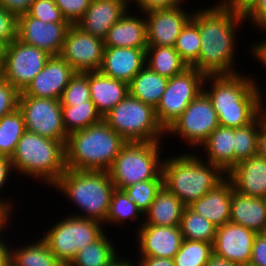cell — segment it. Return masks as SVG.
<instances>
[{
    "instance_id": "60d3db41",
    "label": "cell",
    "mask_w": 266,
    "mask_h": 266,
    "mask_svg": "<svg viewBox=\"0 0 266 266\" xmlns=\"http://www.w3.org/2000/svg\"><path fill=\"white\" fill-rule=\"evenodd\" d=\"M61 105L80 104L85 101H91L90 88H89V71L76 72L70 79L69 84L64 89L60 99Z\"/></svg>"
},
{
    "instance_id": "7402d4cb",
    "label": "cell",
    "mask_w": 266,
    "mask_h": 266,
    "mask_svg": "<svg viewBox=\"0 0 266 266\" xmlns=\"http://www.w3.org/2000/svg\"><path fill=\"white\" fill-rule=\"evenodd\" d=\"M226 177L239 193L266 198V158L253 156L241 161L226 174Z\"/></svg>"
},
{
    "instance_id": "f35d334b",
    "label": "cell",
    "mask_w": 266,
    "mask_h": 266,
    "mask_svg": "<svg viewBox=\"0 0 266 266\" xmlns=\"http://www.w3.org/2000/svg\"><path fill=\"white\" fill-rule=\"evenodd\" d=\"M198 26L190 19L177 37L174 48L181 59L191 67L199 57L201 48Z\"/></svg>"
},
{
    "instance_id": "d6986e66",
    "label": "cell",
    "mask_w": 266,
    "mask_h": 266,
    "mask_svg": "<svg viewBox=\"0 0 266 266\" xmlns=\"http://www.w3.org/2000/svg\"><path fill=\"white\" fill-rule=\"evenodd\" d=\"M256 232L231 222L218 227L213 252L237 264H249Z\"/></svg>"
},
{
    "instance_id": "680465c9",
    "label": "cell",
    "mask_w": 266,
    "mask_h": 266,
    "mask_svg": "<svg viewBox=\"0 0 266 266\" xmlns=\"http://www.w3.org/2000/svg\"><path fill=\"white\" fill-rule=\"evenodd\" d=\"M9 219L12 220L11 213L0 207V236L3 234L4 231H6V227L10 225Z\"/></svg>"
},
{
    "instance_id": "ee69618b",
    "label": "cell",
    "mask_w": 266,
    "mask_h": 266,
    "mask_svg": "<svg viewBox=\"0 0 266 266\" xmlns=\"http://www.w3.org/2000/svg\"><path fill=\"white\" fill-rule=\"evenodd\" d=\"M18 16L0 5V43L9 45L17 38Z\"/></svg>"
},
{
    "instance_id": "4316f807",
    "label": "cell",
    "mask_w": 266,
    "mask_h": 266,
    "mask_svg": "<svg viewBox=\"0 0 266 266\" xmlns=\"http://www.w3.org/2000/svg\"><path fill=\"white\" fill-rule=\"evenodd\" d=\"M205 162L217 165L226 174L234 167V128L218 126L200 146Z\"/></svg>"
},
{
    "instance_id": "d6a6232c",
    "label": "cell",
    "mask_w": 266,
    "mask_h": 266,
    "mask_svg": "<svg viewBox=\"0 0 266 266\" xmlns=\"http://www.w3.org/2000/svg\"><path fill=\"white\" fill-rule=\"evenodd\" d=\"M103 234L95 242L88 244L78 251L77 256L69 266H105L117 255V247L113 246L112 239Z\"/></svg>"
},
{
    "instance_id": "484cf974",
    "label": "cell",
    "mask_w": 266,
    "mask_h": 266,
    "mask_svg": "<svg viewBox=\"0 0 266 266\" xmlns=\"http://www.w3.org/2000/svg\"><path fill=\"white\" fill-rule=\"evenodd\" d=\"M89 88L91 101L102 117L129 93L126 82L110 78L100 71H89Z\"/></svg>"
},
{
    "instance_id": "f546056e",
    "label": "cell",
    "mask_w": 266,
    "mask_h": 266,
    "mask_svg": "<svg viewBox=\"0 0 266 266\" xmlns=\"http://www.w3.org/2000/svg\"><path fill=\"white\" fill-rule=\"evenodd\" d=\"M10 246V266H64L42 238L25 246Z\"/></svg>"
},
{
    "instance_id": "6125c7cd",
    "label": "cell",
    "mask_w": 266,
    "mask_h": 266,
    "mask_svg": "<svg viewBox=\"0 0 266 266\" xmlns=\"http://www.w3.org/2000/svg\"><path fill=\"white\" fill-rule=\"evenodd\" d=\"M119 1H121L128 9H129L131 3L137 4L139 2V0H119Z\"/></svg>"
},
{
    "instance_id": "9f6ffc18",
    "label": "cell",
    "mask_w": 266,
    "mask_h": 266,
    "mask_svg": "<svg viewBox=\"0 0 266 266\" xmlns=\"http://www.w3.org/2000/svg\"><path fill=\"white\" fill-rule=\"evenodd\" d=\"M2 234L0 236V266H10V247ZM4 239V240H3Z\"/></svg>"
},
{
    "instance_id": "7dc6e473",
    "label": "cell",
    "mask_w": 266,
    "mask_h": 266,
    "mask_svg": "<svg viewBox=\"0 0 266 266\" xmlns=\"http://www.w3.org/2000/svg\"><path fill=\"white\" fill-rule=\"evenodd\" d=\"M244 21H250L253 27L262 32L266 30V0H256L254 4L243 14Z\"/></svg>"
},
{
    "instance_id": "94428289",
    "label": "cell",
    "mask_w": 266,
    "mask_h": 266,
    "mask_svg": "<svg viewBox=\"0 0 266 266\" xmlns=\"http://www.w3.org/2000/svg\"><path fill=\"white\" fill-rule=\"evenodd\" d=\"M4 52H5V46L0 43V73L3 68V63H4Z\"/></svg>"
},
{
    "instance_id": "7c38bea8",
    "label": "cell",
    "mask_w": 266,
    "mask_h": 266,
    "mask_svg": "<svg viewBox=\"0 0 266 266\" xmlns=\"http://www.w3.org/2000/svg\"><path fill=\"white\" fill-rule=\"evenodd\" d=\"M18 108L23 114L26 131L66 144L68 135L63 125L60 100L19 96Z\"/></svg>"
},
{
    "instance_id": "816d5d0a",
    "label": "cell",
    "mask_w": 266,
    "mask_h": 266,
    "mask_svg": "<svg viewBox=\"0 0 266 266\" xmlns=\"http://www.w3.org/2000/svg\"><path fill=\"white\" fill-rule=\"evenodd\" d=\"M255 156L266 158V119L257 127L256 130Z\"/></svg>"
},
{
    "instance_id": "7a4b0ae2",
    "label": "cell",
    "mask_w": 266,
    "mask_h": 266,
    "mask_svg": "<svg viewBox=\"0 0 266 266\" xmlns=\"http://www.w3.org/2000/svg\"><path fill=\"white\" fill-rule=\"evenodd\" d=\"M259 86L252 76L241 73L206 75L203 91L213 104L219 126L239 128L251 123L266 106Z\"/></svg>"
},
{
    "instance_id": "603a6c76",
    "label": "cell",
    "mask_w": 266,
    "mask_h": 266,
    "mask_svg": "<svg viewBox=\"0 0 266 266\" xmlns=\"http://www.w3.org/2000/svg\"><path fill=\"white\" fill-rule=\"evenodd\" d=\"M108 30L104 47H127L147 49V29L144 13L133 16L129 10ZM130 14V15H129Z\"/></svg>"
},
{
    "instance_id": "44dd1931",
    "label": "cell",
    "mask_w": 266,
    "mask_h": 266,
    "mask_svg": "<svg viewBox=\"0 0 266 266\" xmlns=\"http://www.w3.org/2000/svg\"><path fill=\"white\" fill-rule=\"evenodd\" d=\"M127 10L128 8L119 0H91L85 14L75 25L84 32L104 40L111 26Z\"/></svg>"
},
{
    "instance_id": "836d02e7",
    "label": "cell",
    "mask_w": 266,
    "mask_h": 266,
    "mask_svg": "<svg viewBox=\"0 0 266 266\" xmlns=\"http://www.w3.org/2000/svg\"><path fill=\"white\" fill-rule=\"evenodd\" d=\"M142 218L140 226H138L137 230L144 223V214L138 208V206L129 198L124 190L116 189L113 191L109 211L107 217L105 219V225H118L122 226L128 220L131 222L132 220L137 222ZM124 223V224H123ZM120 224V225H119Z\"/></svg>"
},
{
    "instance_id": "e575fe53",
    "label": "cell",
    "mask_w": 266,
    "mask_h": 266,
    "mask_svg": "<svg viewBox=\"0 0 266 266\" xmlns=\"http://www.w3.org/2000/svg\"><path fill=\"white\" fill-rule=\"evenodd\" d=\"M25 131L24 117L19 108L2 116L0 118V156L11 159Z\"/></svg>"
},
{
    "instance_id": "be15d7a7",
    "label": "cell",
    "mask_w": 266,
    "mask_h": 266,
    "mask_svg": "<svg viewBox=\"0 0 266 266\" xmlns=\"http://www.w3.org/2000/svg\"><path fill=\"white\" fill-rule=\"evenodd\" d=\"M240 266H253L251 264H243V265H240Z\"/></svg>"
},
{
    "instance_id": "52a82bcc",
    "label": "cell",
    "mask_w": 266,
    "mask_h": 266,
    "mask_svg": "<svg viewBox=\"0 0 266 266\" xmlns=\"http://www.w3.org/2000/svg\"><path fill=\"white\" fill-rule=\"evenodd\" d=\"M161 145V141L127 142L107 171L115 188L123 190L140 181L163 179Z\"/></svg>"
},
{
    "instance_id": "30bf717a",
    "label": "cell",
    "mask_w": 266,
    "mask_h": 266,
    "mask_svg": "<svg viewBox=\"0 0 266 266\" xmlns=\"http://www.w3.org/2000/svg\"><path fill=\"white\" fill-rule=\"evenodd\" d=\"M206 75L194 67L169 78L160 102L155 108L158 122L166 131L203 91Z\"/></svg>"
},
{
    "instance_id": "f907efd6",
    "label": "cell",
    "mask_w": 266,
    "mask_h": 266,
    "mask_svg": "<svg viewBox=\"0 0 266 266\" xmlns=\"http://www.w3.org/2000/svg\"><path fill=\"white\" fill-rule=\"evenodd\" d=\"M35 0H0V5L17 16L27 13Z\"/></svg>"
},
{
    "instance_id": "d590c367",
    "label": "cell",
    "mask_w": 266,
    "mask_h": 266,
    "mask_svg": "<svg viewBox=\"0 0 266 266\" xmlns=\"http://www.w3.org/2000/svg\"><path fill=\"white\" fill-rule=\"evenodd\" d=\"M180 230L183 239L214 242L217 227L208 219L200 216L189 206H185L180 221Z\"/></svg>"
},
{
    "instance_id": "c3c4849f",
    "label": "cell",
    "mask_w": 266,
    "mask_h": 266,
    "mask_svg": "<svg viewBox=\"0 0 266 266\" xmlns=\"http://www.w3.org/2000/svg\"><path fill=\"white\" fill-rule=\"evenodd\" d=\"M249 264L253 266H266V233L256 234Z\"/></svg>"
},
{
    "instance_id": "ffe728a7",
    "label": "cell",
    "mask_w": 266,
    "mask_h": 266,
    "mask_svg": "<svg viewBox=\"0 0 266 266\" xmlns=\"http://www.w3.org/2000/svg\"><path fill=\"white\" fill-rule=\"evenodd\" d=\"M146 61V49L127 47H105L99 71L129 84L143 69Z\"/></svg>"
},
{
    "instance_id": "ac0fdd59",
    "label": "cell",
    "mask_w": 266,
    "mask_h": 266,
    "mask_svg": "<svg viewBox=\"0 0 266 266\" xmlns=\"http://www.w3.org/2000/svg\"><path fill=\"white\" fill-rule=\"evenodd\" d=\"M136 233L139 257L173 259L183 241L179 226L141 225Z\"/></svg>"
},
{
    "instance_id": "cb8c5ba5",
    "label": "cell",
    "mask_w": 266,
    "mask_h": 266,
    "mask_svg": "<svg viewBox=\"0 0 266 266\" xmlns=\"http://www.w3.org/2000/svg\"><path fill=\"white\" fill-rule=\"evenodd\" d=\"M233 185L226 177L206 195L194 201L189 207L208 219L217 228L227 224L231 215Z\"/></svg>"
},
{
    "instance_id": "6da1fadb",
    "label": "cell",
    "mask_w": 266,
    "mask_h": 266,
    "mask_svg": "<svg viewBox=\"0 0 266 266\" xmlns=\"http://www.w3.org/2000/svg\"><path fill=\"white\" fill-rule=\"evenodd\" d=\"M194 10L191 20L198 26L201 48L198 60L191 67L205 75L240 73L234 69L237 63L235 46H238L237 29L245 23L243 14L222 8L217 3Z\"/></svg>"
},
{
    "instance_id": "9c48e42d",
    "label": "cell",
    "mask_w": 266,
    "mask_h": 266,
    "mask_svg": "<svg viewBox=\"0 0 266 266\" xmlns=\"http://www.w3.org/2000/svg\"><path fill=\"white\" fill-rule=\"evenodd\" d=\"M103 223L93 220L68 216L49 226L42 239L49 250L64 265L69 266L80 249L98 240L104 233Z\"/></svg>"
},
{
    "instance_id": "4dcf8cb0",
    "label": "cell",
    "mask_w": 266,
    "mask_h": 266,
    "mask_svg": "<svg viewBox=\"0 0 266 266\" xmlns=\"http://www.w3.org/2000/svg\"><path fill=\"white\" fill-rule=\"evenodd\" d=\"M145 65L167 78H172L188 68L175 48L169 46H148Z\"/></svg>"
},
{
    "instance_id": "5b68a950",
    "label": "cell",
    "mask_w": 266,
    "mask_h": 266,
    "mask_svg": "<svg viewBox=\"0 0 266 266\" xmlns=\"http://www.w3.org/2000/svg\"><path fill=\"white\" fill-rule=\"evenodd\" d=\"M80 209L69 214L93 219L104 224L109 211L115 185L106 171H80L66 169L53 186Z\"/></svg>"
},
{
    "instance_id": "f1b7e54d",
    "label": "cell",
    "mask_w": 266,
    "mask_h": 266,
    "mask_svg": "<svg viewBox=\"0 0 266 266\" xmlns=\"http://www.w3.org/2000/svg\"><path fill=\"white\" fill-rule=\"evenodd\" d=\"M169 78L150 70L146 65L128 84L129 94L156 108Z\"/></svg>"
},
{
    "instance_id": "9a60e30c",
    "label": "cell",
    "mask_w": 266,
    "mask_h": 266,
    "mask_svg": "<svg viewBox=\"0 0 266 266\" xmlns=\"http://www.w3.org/2000/svg\"><path fill=\"white\" fill-rule=\"evenodd\" d=\"M71 25V23H45L24 13L18 16L17 39L44 50L51 56H58Z\"/></svg>"
},
{
    "instance_id": "d4e9b609",
    "label": "cell",
    "mask_w": 266,
    "mask_h": 266,
    "mask_svg": "<svg viewBox=\"0 0 266 266\" xmlns=\"http://www.w3.org/2000/svg\"><path fill=\"white\" fill-rule=\"evenodd\" d=\"M229 222L244 226L256 233L266 231V198H257L232 190Z\"/></svg>"
},
{
    "instance_id": "ab89813d",
    "label": "cell",
    "mask_w": 266,
    "mask_h": 266,
    "mask_svg": "<svg viewBox=\"0 0 266 266\" xmlns=\"http://www.w3.org/2000/svg\"><path fill=\"white\" fill-rule=\"evenodd\" d=\"M163 186V179H152L147 181H140L132 184L123 190L129 198L138 206V208L145 214L151 203L154 201L157 192Z\"/></svg>"
},
{
    "instance_id": "4fadbf2b",
    "label": "cell",
    "mask_w": 266,
    "mask_h": 266,
    "mask_svg": "<svg viewBox=\"0 0 266 266\" xmlns=\"http://www.w3.org/2000/svg\"><path fill=\"white\" fill-rule=\"evenodd\" d=\"M51 57L46 51L15 39L5 46L0 76L22 92Z\"/></svg>"
},
{
    "instance_id": "f6af8a7d",
    "label": "cell",
    "mask_w": 266,
    "mask_h": 266,
    "mask_svg": "<svg viewBox=\"0 0 266 266\" xmlns=\"http://www.w3.org/2000/svg\"><path fill=\"white\" fill-rule=\"evenodd\" d=\"M61 10L63 17L71 24L76 22L85 14L91 0H54Z\"/></svg>"
},
{
    "instance_id": "83f0119b",
    "label": "cell",
    "mask_w": 266,
    "mask_h": 266,
    "mask_svg": "<svg viewBox=\"0 0 266 266\" xmlns=\"http://www.w3.org/2000/svg\"><path fill=\"white\" fill-rule=\"evenodd\" d=\"M185 205L165 186L157 192L142 225L179 226Z\"/></svg>"
},
{
    "instance_id": "ba28073f",
    "label": "cell",
    "mask_w": 266,
    "mask_h": 266,
    "mask_svg": "<svg viewBox=\"0 0 266 266\" xmlns=\"http://www.w3.org/2000/svg\"><path fill=\"white\" fill-rule=\"evenodd\" d=\"M103 120L127 142H156L166 137L155 108L129 93L103 116Z\"/></svg>"
},
{
    "instance_id": "8fae6325",
    "label": "cell",
    "mask_w": 266,
    "mask_h": 266,
    "mask_svg": "<svg viewBox=\"0 0 266 266\" xmlns=\"http://www.w3.org/2000/svg\"><path fill=\"white\" fill-rule=\"evenodd\" d=\"M218 126V116L213 104L202 91L166 130V136L177 135L186 145L196 146L197 149Z\"/></svg>"
},
{
    "instance_id": "b9f144b4",
    "label": "cell",
    "mask_w": 266,
    "mask_h": 266,
    "mask_svg": "<svg viewBox=\"0 0 266 266\" xmlns=\"http://www.w3.org/2000/svg\"><path fill=\"white\" fill-rule=\"evenodd\" d=\"M27 13L45 23H70L63 17L54 0H35Z\"/></svg>"
},
{
    "instance_id": "8992f818",
    "label": "cell",
    "mask_w": 266,
    "mask_h": 266,
    "mask_svg": "<svg viewBox=\"0 0 266 266\" xmlns=\"http://www.w3.org/2000/svg\"><path fill=\"white\" fill-rule=\"evenodd\" d=\"M14 172L51 188L67 169L65 143L25 131L11 157Z\"/></svg>"
},
{
    "instance_id": "11a10c76",
    "label": "cell",
    "mask_w": 266,
    "mask_h": 266,
    "mask_svg": "<svg viewBox=\"0 0 266 266\" xmlns=\"http://www.w3.org/2000/svg\"><path fill=\"white\" fill-rule=\"evenodd\" d=\"M138 260L133 266H175L174 260L169 258L140 257Z\"/></svg>"
},
{
    "instance_id": "74e56055",
    "label": "cell",
    "mask_w": 266,
    "mask_h": 266,
    "mask_svg": "<svg viewBox=\"0 0 266 266\" xmlns=\"http://www.w3.org/2000/svg\"><path fill=\"white\" fill-rule=\"evenodd\" d=\"M212 253V243L183 239L173 260L175 266H205Z\"/></svg>"
},
{
    "instance_id": "3957f363",
    "label": "cell",
    "mask_w": 266,
    "mask_h": 266,
    "mask_svg": "<svg viewBox=\"0 0 266 266\" xmlns=\"http://www.w3.org/2000/svg\"><path fill=\"white\" fill-rule=\"evenodd\" d=\"M193 153L171 155L170 159H163L162 164L163 186L185 206H190L226 178L220 167Z\"/></svg>"
},
{
    "instance_id": "1f68e13d",
    "label": "cell",
    "mask_w": 266,
    "mask_h": 266,
    "mask_svg": "<svg viewBox=\"0 0 266 266\" xmlns=\"http://www.w3.org/2000/svg\"><path fill=\"white\" fill-rule=\"evenodd\" d=\"M63 125L67 135L72 132L83 130L103 120L92 101L80 104L62 105Z\"/></svg>"
},
{
    "instance_id": "e0dca14e",
    "label": "cell",
    "mask_w": 266,
    "mask_h": 266,
    "mask_svg": "<svg viewBox=\"0 0 266 266\" xmlns=\"http://www.w3.org/2000/svg\"><path fill=\"white\" fill-rule=\"evenodd\" d=\"M184 6L169 9H157L144 13L148 46L174 47L182 28L192 17ZM191 13V14H190Z\"/></svg>"
},
{
    "instance_id": "8d00e7d4",
    "label": "cell",
    "mask_w": 266,
    "mask_h": 266,
    "mask_svg": "<svg viewBox=\"0 0 266 266\" xmlns=\"http://www.w3.org/2000/svg\"><path fill=\"white\" fill-rule=\"evenodd\" d=\"M266 119L264 109L251 123L234 128V166L255 156V135L257 127Z\"/></svg>"
},
{
    "instance_id": "db71d44e",
    "label": "cell",
    "mask_w": 266,
    "mask_h": 266,
    "mask_svg": "<svg viewBox=\"0 0 266 266\" xmlns=\"http://www.w3.org/2000/svg\"><path fill=\"white\" fill-rule=\"evenodd\" d=\"M266 31V30H265ZM250 54L252 57H255L256 60H258L266 70V39L261 41H256V43H253L252 46L250 45Z\"/></svg>"
},
{
    "instance_id": "f5cc1de1",
    "label": "cell",
    "mask_w": 266,
    "mask_h": 266,
    "mask_svg": "<svg viewBox=\"0 0 266 266\" xmlns=\"http://www.w3.org/2000/svg\"><path fill=\"white\" fill-rule=\"evenodd\" d=\"M256 0H222L217 1V4L222 8L244 14Z\"/></svg>"
},
{
    "instance_id": "277c9868",
    "label": "cell",
    "mask_w": 266,
    "mask_h": 266,
    "mask_svg": "<svg viewBox=\"0 0 266 266\" xmlns=\"http://www.w3.org/2000/svg\"><path fill=\"white\" fill-rule=\"evenodd\" d=\"M127 141L104 120L68 135L67 169L108 171Z\"/></svg>"
},
{
    "instance_id": "7bdbcfd3",
    "label": "cell",
    "mask_w": 266,
    "mask_h": 266,
    "mask_svg": "<svg viewBox=\"0 0 266 266\" xmlns=\"http://www.w3.org/2000/svg\"><path fill=\"white\" fill-rule=\"evenodd\" d=\"M20 92L0 76V118L18 108Z\"/></svg>"
},
{
    "instance_id": "681fc988",
    "label": "cell",
    "mask_w": 266,
    "mask_h": 266,
    "mask_svg": "<svg viewBox=\"0 0 266 266\" xmlns=\"http://www.w3.org/2000/svg\"><path fill=\"white\" fill-rule=\"evenodd\" d=\"M186 0H139L136 5L139 12L146 13L148 11L157 9H169L174 7H181Z\"/></svg>"
},
{
    "instance_id": "6f0895ef",
    "label": "cell",
    "mask_w": 266,
    "mask_h": 266,
    "mask_svg": "<svg viewBox=\"0 0 266 266\" xmlns=\"http://www.w3.org/2000/svg\"><path fill=\"white\" fill-rule=\"evenodd\" d=\"M205 266H240V264L229 261L213 252Z\"/></svg>"
},
{
    "instance_id": "91938a15",
    "label": "cell",
    "mask_w": 266,
    "mask_h": 266,
    "mask_svg": "<svg viewBox=\"0 0 266 266\" xmlns=\"http://www.w3.org/2000/svg\"><path fill=\"white\" fill-rule=\"evenodd\" d=\"M120 254H118L112 261H110L105 266H133L134 262L129 261V259L121 258L119 257ZM119 257V258H118Z\"/></svg>"
},
{
    "instance_id": "bcb514c9",
    "label": "cell",
    "mask_w": 266,
    "mask_h": 266,
    "mask_svg": "<svg viewBox=\"0 0 266 266\" xmlns=\"http://www.w3.org/2000/svg\"><path fill=\"white\" fill-rule=\"evenodd\" d=\"M12 173L14 174V168L11 163V159L5 156H0V191L3 190L4 185L5 187L6 185H9L6 184V182L8 183V180L11 179V175H13ZM14 206H15L14 200L11 201L8 198L7 200L2 199V195L0 196V207L9 211L12 215L13 212L15 211V209L13 208Z\"/></svg>"
},
{
    "instance_id": "5bb4252c",
    "label": "cell",
    "mask_w": 266,
    "mask_h": 266,
    "mask_svg": "<svg viewBox=\"0 0 266 266\" xmlns=\"http://www.w3.org/2000/svg\"><path fill=\"white\" fill-rule=\"evenodd\" d=\"M104 40L72 24L66 34L60 56L76 72L99 71L104 55Z\"/></svg>"
},
{
    "instance_id": "2e32d148",
    "label": "cell",
    "mask_w": 266,
    "mask_h": 266,
    "mask_svg": "<svg viewBox=\"0 0 266 266\" xmlns=\"http://www.w3.org/2000/svg\"><path fill=\"white\" fill-rule=\"evenodd\" d=\"M76 71L60 55L51 56L44 68L34 77L19 96L60 100L64 89Z\"/></svg>"
}]
</instances>
